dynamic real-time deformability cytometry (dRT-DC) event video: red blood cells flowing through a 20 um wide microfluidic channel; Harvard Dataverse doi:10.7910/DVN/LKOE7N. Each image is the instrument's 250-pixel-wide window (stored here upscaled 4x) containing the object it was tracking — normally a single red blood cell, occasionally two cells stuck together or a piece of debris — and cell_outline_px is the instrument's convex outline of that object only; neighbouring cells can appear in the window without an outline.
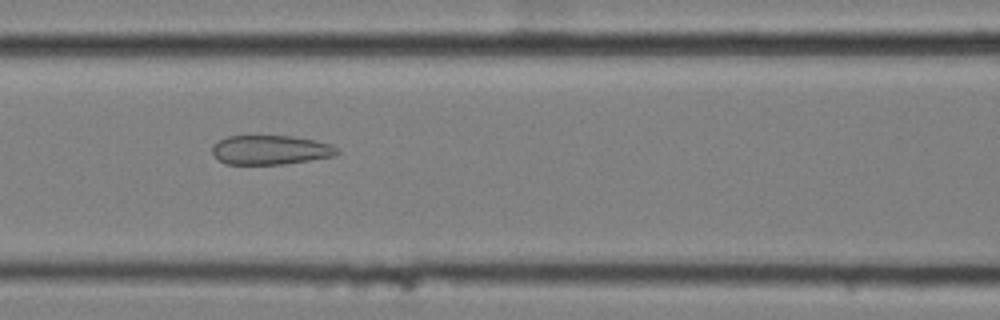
{"species": "common noctule bat (a hibernating species)", "species_latin": "Nyctalus noctula", "temperature_condition": "cold", "stored_images_in_passage": 10, "camera_frame_rate_fps": 3000, "um_per_image_px": 0.085, "animal": {"sex": "female", "body_mass_g": 25.1}, "frame": {"image": 1, "passage_image": 7, "time_ms": 2.0, "image_size_px": [1000, 320], "cell_outline_px": [[340, 152], [336, 156], [284, 164], [224, 164], [212, 152], [212, 144], [228, 136], [292, 136], [332, 144]], "centroid_in_image_um": [23.0, 12.75], "position_along_channel_um": 143.6, "area_um2": 21.27}}
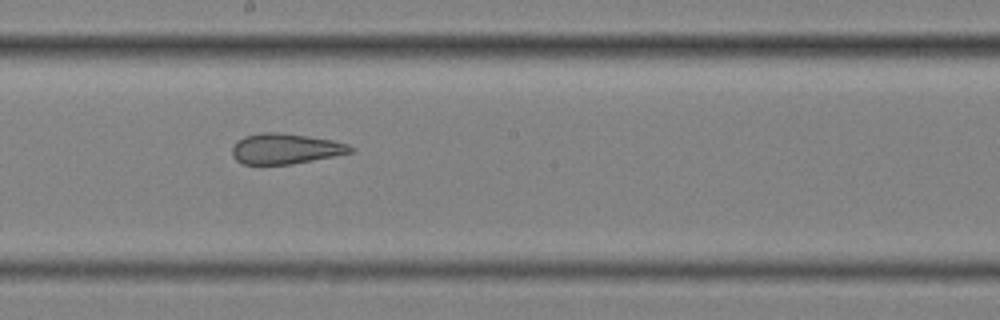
{"frame": {"image": 2, "passage_image": 9, "time_ms": 2.667, "image_size_px": [1000, 320], "cell_outline_px": [[356, 148], [352, 152], [292, 164], [240, 164], [232, 156], [232, 148], [236, 140], [244, 136], [260, 132], [280, 132], [308, 136], [332, 140], [348, 144]], "centroid_in_image_um": [24.22, 12.63], "position_along_channel_um": 224.0, "area_um2": 21.1}}
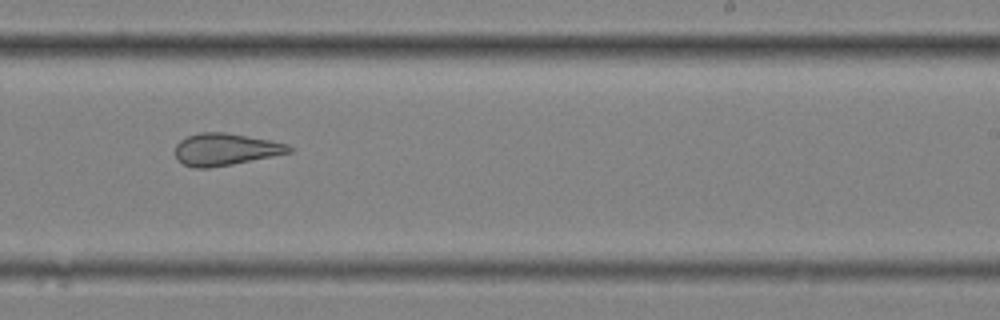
{"frame": {"image": 3, "passage_image": 10, "time_ms": 3.0, "image_size_px": [1000, 320], "cell_outline_px": [[296, 148], [292, 152], [232, 164], [208, 168], [192, 168], [176, 160], [176, 144], [180, 140], [188, 136], [200, 132], [224, 132], [272, 140], [288, 144]], "centroid_in_image_um": [19.18, 12.69], "position_along_channel_um": 269.8, "area_um2": 21.39}}